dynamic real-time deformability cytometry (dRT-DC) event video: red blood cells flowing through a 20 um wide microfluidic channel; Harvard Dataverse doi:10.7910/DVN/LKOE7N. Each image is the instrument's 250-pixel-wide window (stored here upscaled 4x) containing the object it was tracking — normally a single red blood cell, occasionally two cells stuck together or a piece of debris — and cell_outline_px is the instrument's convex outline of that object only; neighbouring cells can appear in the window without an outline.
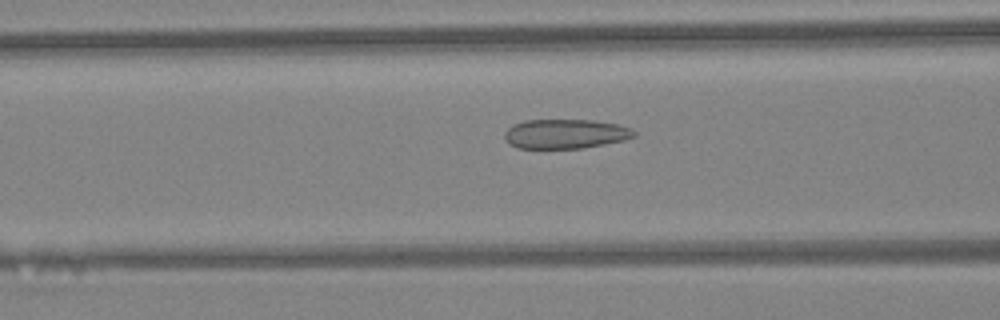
{"species": "Egyptian fruit bat (a non-hibernating species)", "species_latin": "Rousettus aegyptiacus", "temperature_condition": "warm", "stored_images_in_passage": 33, "camera_frame_rate_fps": 3000, "um_per_image_px": 0.085, "animal": {"sex": "female"}, "frame": {"image": 1, "passage_image": 14, "time_ms": 4.333, "image_size_px": [1000, 320], "cell_outline_px": [[636, 136], [624, 140], [584, 148], [516, 148], [508, 144], [504, 140], [504, 132], [508, 128], [524, 120], [592, 120], [616, 124], [632, 128], [636, 132]], "centroid_in_image_um": [48.04, 11.38], "position_along_channel_um": 118.6, "area_um2": 22.31}}
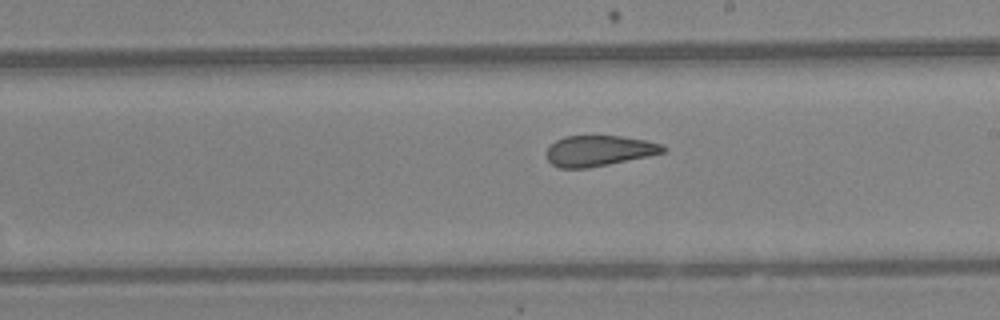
{"frame": {"image": 2, "passage_image": 22, "time_ms": 7.0, "image_size_px": [1000, 320], "cell_outline_px": [[668, 148], [664, 152], [648, 156], [588, 168], [560, 168], [552, 164], [548, 160], [548, 148], [556, 140], [564, 136], [620, 136], [644, 140], [664, 144]], "centroid_in_image_um": [50.94, 12.81], "position_along_channel_um": 238.1, "area_um2": 20.63}}
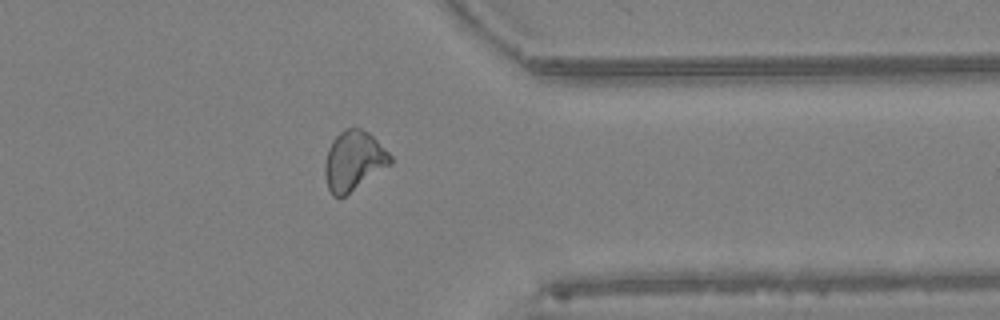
{"frame": {"image": 3, "passage_image": 32, "time_ms": 10.333, "image_size_px": [1000, 320], "cell_outline_px": [[392, 164], [344, 196], [332, 196], [328, 188], [324, 172], [324, 164], [328, 148], [332, 140], [344, 128], [360, 128], [368, 132], [392, 156]], "centroid_in_image_um": [30.05, 13.66], "position_along_channel_um": 381.4, "area_um2": 22.6}}